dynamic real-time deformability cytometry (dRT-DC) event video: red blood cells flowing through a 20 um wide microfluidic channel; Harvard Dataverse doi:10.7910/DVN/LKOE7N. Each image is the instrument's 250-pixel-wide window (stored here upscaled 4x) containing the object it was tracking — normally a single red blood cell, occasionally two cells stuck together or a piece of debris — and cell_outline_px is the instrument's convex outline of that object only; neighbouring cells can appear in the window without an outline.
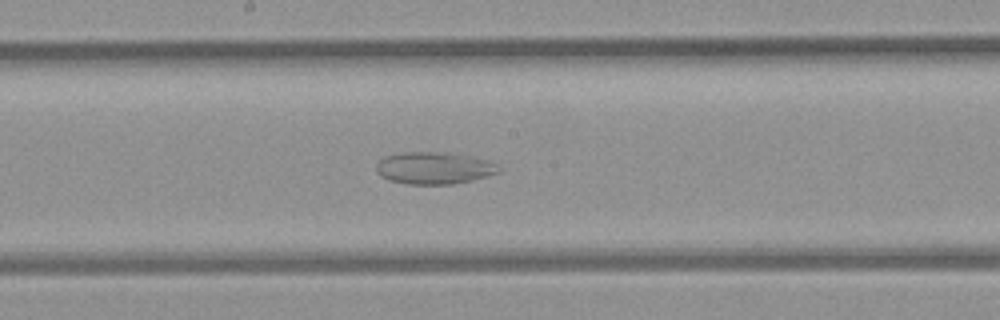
{"species": "common noctule bat (a hibernating species)", "species_latin": "Nyctalus noctula", "temperature_condition": "room temperature", "stored_images_in_passage": 48, "camera_frame_rate_fps": 3000, "um_per_image_px": 0.085, "animal": {"sex": "female", "body_mass_g": 21.9}, "frame": {"image": 1, "passage_image": 29, "time_ms": 9.333, "image_size_px": [1000, 320], "cell_outline_px": [[500, 172], [488, 176], [472, 180], [452, 184], [408, 184], [388, 180], [380, 176], [376, 172], [376, 164], [384, 156], [404, 152], [440, 152], [468, 156], [488, 160], [496, 164]], "centroid_in_image_um": [36.86, 14.29], "position_along_channel_um": 211.3, "area_um2": 22.83}}
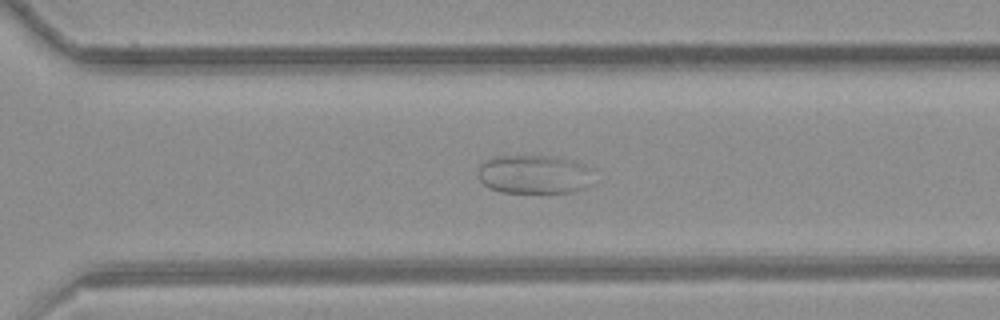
{"frame": {"image": 2, "passage_image": 38, "time_ms": 12.333, "image_size_px": [1000, 320], "cell_outline_px": [[592, 184], [576, 192], [500, 192], [488, 188], [480, 180], [476, 172], [480, 164], [484, 160], [496, 156], [552, 156], [572, 160], [584, 164], [592, 168]], "centroid_in_image_um": [45.41, 14.82], "position_along_channel_um": 325.2, "area_um2": 26.53}}
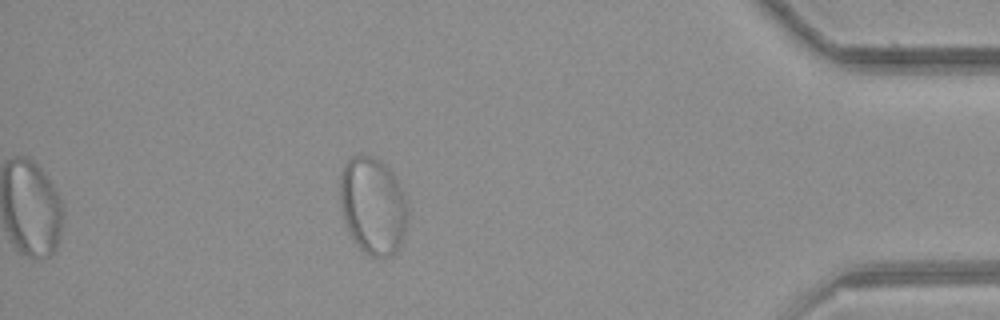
{"frame": {"image": 3, "passage_image": 48, "time_ms": 15.667, "image_size_px": [1000, 320], "cell_outline_px": [[408, 220], [400, 244], [396, 252], [392, 256], [368, 256], [356, 244], [348, 232], [344, 220], [340, 204], [340, 172], [344, 164], [352, 156], [372, 156], [380, 160], [392, 172], [404, 192], [408, 208]], "centroid_in_image_um": [31.69, 17.49], "position_along_channel_um": 403.5, "area_um2": 38.67}}